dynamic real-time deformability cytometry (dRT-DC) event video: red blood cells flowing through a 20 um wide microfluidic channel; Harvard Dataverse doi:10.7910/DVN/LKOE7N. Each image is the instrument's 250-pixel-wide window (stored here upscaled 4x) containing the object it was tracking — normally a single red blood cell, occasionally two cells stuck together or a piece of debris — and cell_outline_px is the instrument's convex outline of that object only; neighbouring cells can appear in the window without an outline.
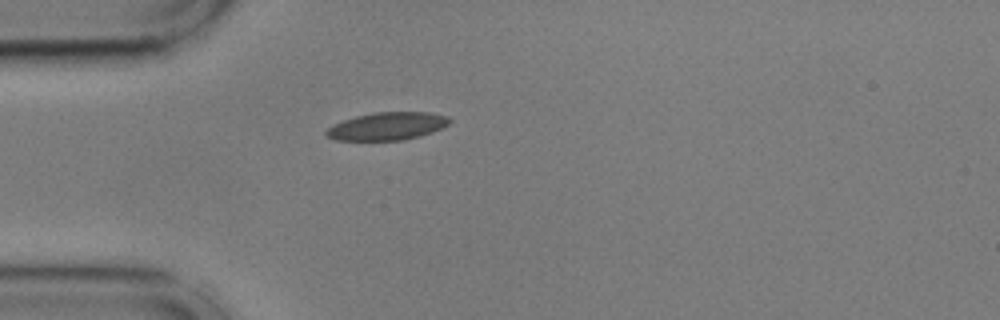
{"species": "common noctule bat (a hibernating species)", "species_latin": "Nyctalus noctula", "temperature_condition": "cold", "stored_images_in_passage": 41, "camera_frame_rate_fps": 3000, "um_per_image_px": 0.085, "animal": {"sex": "male", "body_mass_g": 17.9, "forearm_length_mm": 54.2}, "frame": {"image": 1, "passage_image": 1, "time_ms": 0.0, "image_size_px": [1000, 320], "cell_outline_px": [[452, 120], [444, 128], [420, 136], [404, 140], [336, 140], [328, 136], [324, 132], [332, 124], [356, 116], [372, 112], [428, 112], [448, 116]], "centroid_in_image_um": [32.94, 10.72], "position_along_channel_um": 52.1, "area_um2": 20.06}}
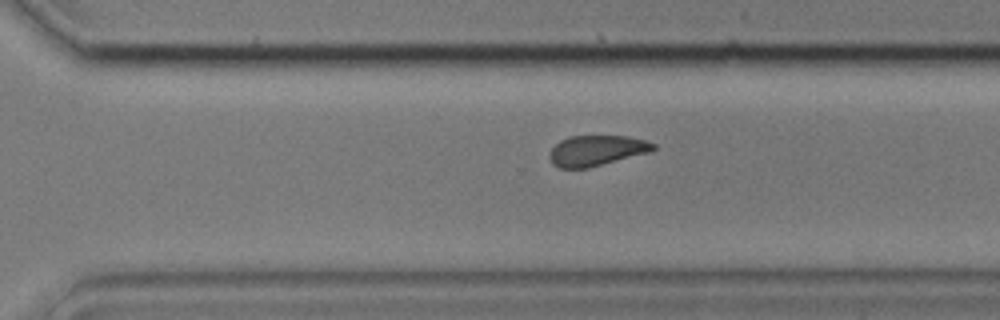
{"frame": {"image": 2, "passage_image": 24, "time_ms": 7.667, "image_size_px": [1000, 320], "cell_outline_px": [[656, 148], [652, 152], [588, 168], [560, 168], [552, 164], [548, 156], [548, 152], [560, 140], [572, 136], [628, 136], [644, 140], [656, 144]], "centroid_in_image_um": [50.71, 12.8], "position_along_channel_um": 319.9, "area_um2": 18.61}, "authors_computed_cell_mechanics": {"area_um2": 19.5364, "velocity_mm_per_s": 3.6036, "shape_relaxation_time_tau1_ms": 7.4021, "shape_relaxation_time_tau2_ms": 2.461, "deformation_change_tau1": 0.1327, "deformation_change_tau2": 0.0669}}